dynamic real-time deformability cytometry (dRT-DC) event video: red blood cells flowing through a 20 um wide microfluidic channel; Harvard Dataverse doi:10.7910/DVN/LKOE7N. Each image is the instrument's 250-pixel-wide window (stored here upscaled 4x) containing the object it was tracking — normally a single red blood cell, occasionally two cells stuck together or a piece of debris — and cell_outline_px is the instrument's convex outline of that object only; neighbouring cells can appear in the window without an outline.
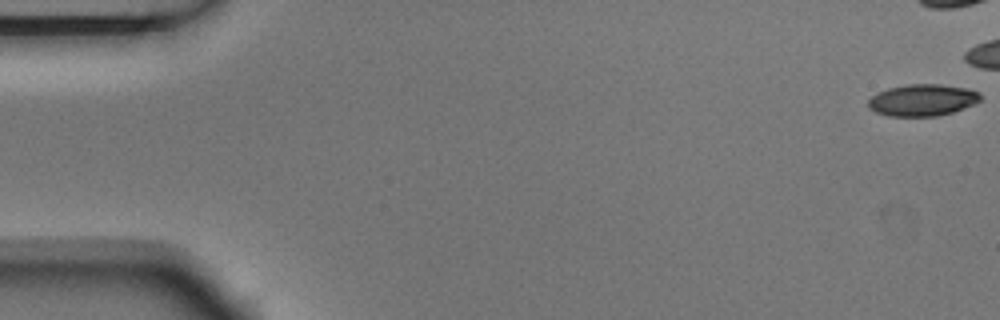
{"species": "Egyptian fruit bat (a non-hibernating species)", "species_latin": "Rousettus aegyptiacus", "temperature_condition": "room temperature", "stored_images_in_passage": 10, "camera_frame_rate_fps": 3000, "um_per_image_px": 0.085, "animal": {"sex": "male"}, "frame": {"image": 1, "passage_image": 1, "time_ms": 0.0, "image_size_px": [1000, 320], "cell_outline_px": [[980, 100], [976, 104], [940, 116], [888, 116], [876, 112], [868, 108], [868, 100], [876, 92], [888, 88], [908, 84], [940, 84], [964, 88], [980, 92]], "centroid_in_image_um": [78.39, 8.51], "position_along_channel_um": 6.6, "area_um2": 20.87}}